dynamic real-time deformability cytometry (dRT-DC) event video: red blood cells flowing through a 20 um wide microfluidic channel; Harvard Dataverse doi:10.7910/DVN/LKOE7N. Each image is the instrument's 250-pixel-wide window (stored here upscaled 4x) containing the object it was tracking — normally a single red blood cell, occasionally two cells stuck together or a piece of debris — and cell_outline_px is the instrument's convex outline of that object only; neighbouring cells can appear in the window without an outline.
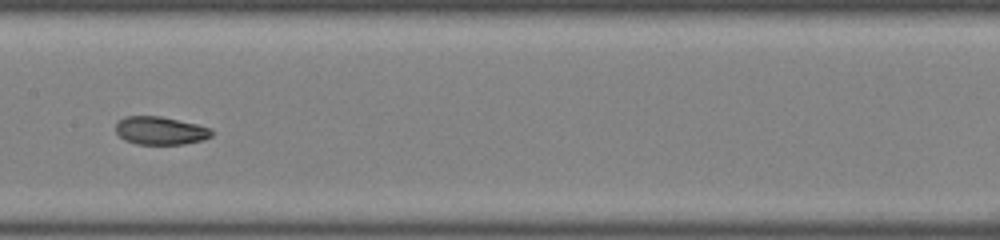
{"species": "common noctule bat (a hibernating species)", "species_latin": "Nyctalus noctula", "temperature_condition": "room temperature", "stored_images_in_passage": 33, "camera_frame_rate_fps": 3000, "um_per_image_px": 0.085, "animal": {"sex": "female", "body_mass_g": 22.0, "forearm_length_mm": 56.7}, "frame": {"image": 1, "passage_image": 10, "time_ms": 3.0, "image_size_px": [1000, 240], "cell_outline_px": [[212, 136], [204, 140], [184, 144], [136, 144], [124, 140], [116, 132], [116, 124], [124, 116], [160, 116], [196, 124], [212, 128]], "centroid_in_image_um": [13.64, 11.11], "position_along_channel_um": 193.8, "area_um2": 15.72}}
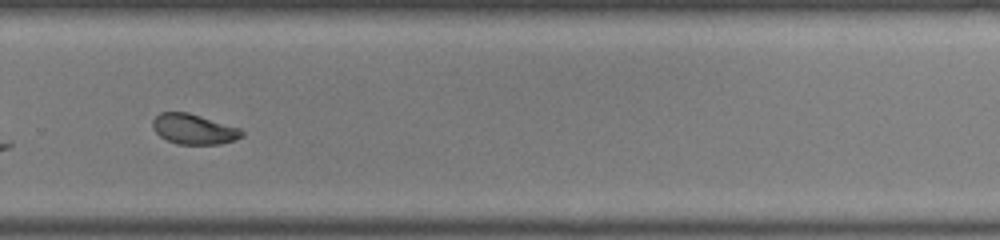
{"frame": {"image": 2, "passage_image": 19, "time_ms": 6.0, "image_size_px": [1000, 240], "cell_outline_px": [[244, 136], [220, 144], [176, 144], [160, 136], [152, 128], [152, 120], [160, 112], [188, 112], [240, 128], [244, 132]], "centroid_in_image_um": [16.46, 10.97], "position_along_channel_um": 313.3, "area_um2": 15.66}, "authors_computed_cell_mechanics": {"area_um2": 16.1262, "velocity_mm_per_s": 3.9951, "shape_relaxation_time_tau1_ms": 4.222, "shape_relaxation_time_tau2_ms": 3.0135, "deformation_change_tau1": 0.1453, "deformation_change_tau2": 0.0467}}